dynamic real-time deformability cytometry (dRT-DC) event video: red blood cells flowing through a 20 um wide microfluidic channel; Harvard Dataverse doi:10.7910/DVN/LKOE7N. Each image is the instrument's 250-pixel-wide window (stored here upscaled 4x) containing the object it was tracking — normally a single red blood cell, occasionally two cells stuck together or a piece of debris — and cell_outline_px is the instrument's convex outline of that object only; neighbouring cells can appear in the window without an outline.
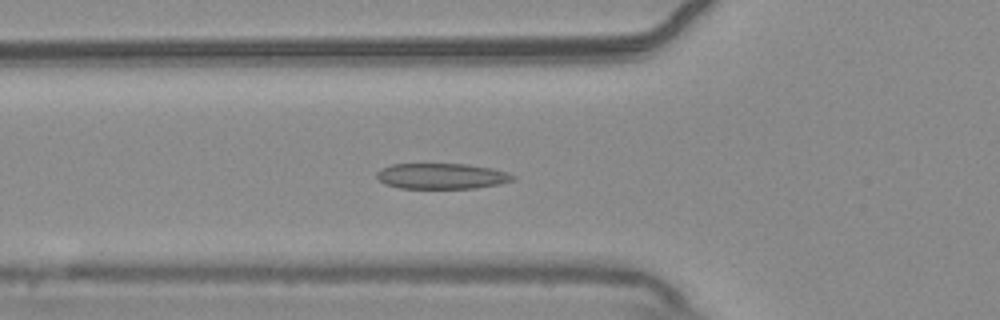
{"species": "common noctule bat (a hibernating species)", "species_latin": "Nyctalus noctula", "temperature_condition": "warm", "stored_images_in_passage": 53, "camera_frame_rate_fps": 3000, "um_per_image_px": 0.085, "animal": {"sex": "male", "body_mass_g": 20.4}, "frame": {"image": 1, "passage_image": 17, "time_ms": 5.333, "image_size_px": [1000, 320], "cell_outline_px": [[516, 180], [500, 184], [476, 188], [400, 188], [384, 184], [376, 176], [376, 172], [380, 168], [392, 164], [468, 164], [492, 168], [508, 172], [516, 176]], "centroid_in_image_um": [37.57, 14.97], "position_along_channel_um": 88.2, "area_um2": 20.58}}
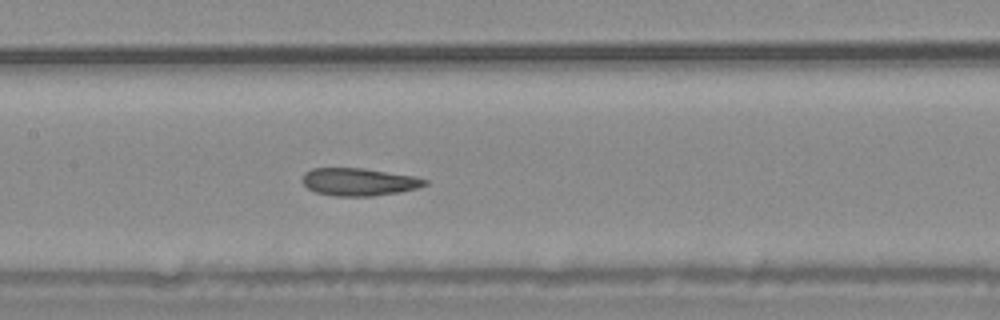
{"frame": {"image": 2, "passage_image": 24, "time_ms": 7.667, "image_size_px": [1000, 320], "cell_outline_px": [[428, 184], [416, 188], [400, 192], [372, 196], [332, 196], [316, 192], [308, 188], [300, 180], [304, 172], [312, 168], [364, 168], [416, 176], [428, 180]], "centroid_in_image_um": [30.5, 15.45], "position_along_channel_um": 176.9, "area_um2": 19.94}}
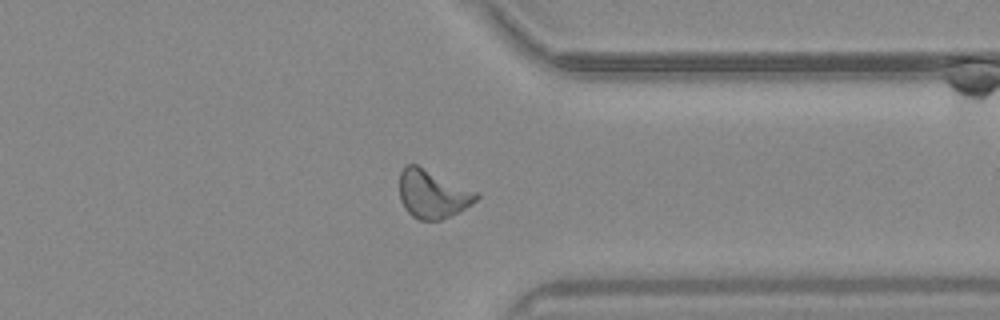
{"frame": {"image": 3, "passage_image": 40, "time_ms": 13.0, "image_size_px": [1000, 320], "cell_outline_px": [[480, 196], [472, 204], [440, 220], [420, 220], [412, 216], [404, 208], [400, 200], [400, 172], [404, 164], [416, 164], [476, 192]], "centroid_in_image_um": [36.72, 16.49], "position_along_channel_um": 374.7, "area_um2": 21.27}}